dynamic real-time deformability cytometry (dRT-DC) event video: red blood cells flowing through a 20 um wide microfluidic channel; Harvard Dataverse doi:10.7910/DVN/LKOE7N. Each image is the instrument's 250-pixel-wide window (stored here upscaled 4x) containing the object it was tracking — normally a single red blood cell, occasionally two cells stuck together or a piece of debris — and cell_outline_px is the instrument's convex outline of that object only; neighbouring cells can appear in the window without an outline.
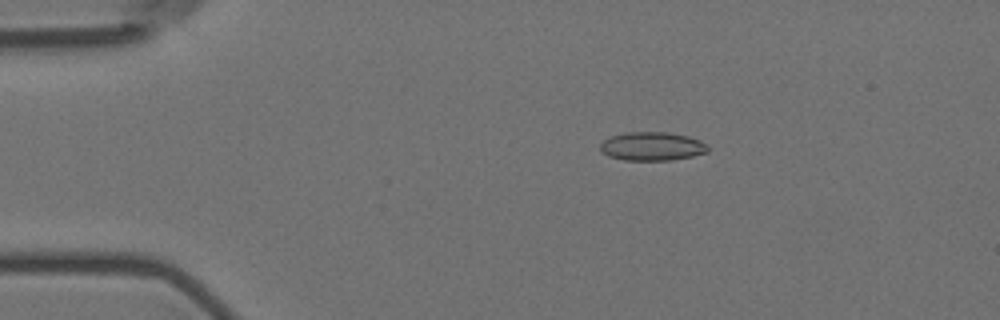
{"species": "Egyptian fruit bat (a non-hibernating species)", "species_latin": "Rousettus aegyptiacus", "temperature_condition": "room temperature", "stored_images_in_passage": 21, "camera_frame_rate_fps": 3000, "um_per_image_px": 0.085, "animal": {"sex": "female"}, "frame": {"image": 1, "passage_image": 11, "time_ms": 3.333, "image_size_px": [1000, 320], "cell_outline_px": [[708, 152], [692, 156], [668, 160], [624, 160], [608, 156], [600, 152], [600, 144], [604, 140], [612, 136], [628, 132], [668, 132], [688, 136], [700, 140], [708, 144]], "centroid_in_image_um": [55.43, 12.43], "position_along_channel_um": 29.6, "area_um2": 17.98}}
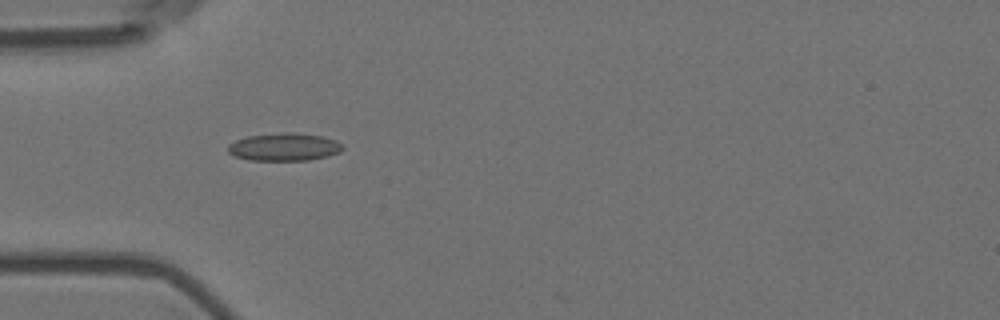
{"frame": {"image": 2, "passage_image": 18, "time_ms": 5.667, "image_size_px": [1000, 320], "cell_outline_px": [[344, 148], [340, 152], [328, 156], [308, 160], [248, 160], [236, 156], [228, 152], [228, 144], [236, 140], [248, 136], [288, 132], [320, 136], [336, 140], [344, 144]], "centroid_in_image_um": [24.18, 12.5], "position_along_channel_um": 60.8, "area_um2": 18.44}}